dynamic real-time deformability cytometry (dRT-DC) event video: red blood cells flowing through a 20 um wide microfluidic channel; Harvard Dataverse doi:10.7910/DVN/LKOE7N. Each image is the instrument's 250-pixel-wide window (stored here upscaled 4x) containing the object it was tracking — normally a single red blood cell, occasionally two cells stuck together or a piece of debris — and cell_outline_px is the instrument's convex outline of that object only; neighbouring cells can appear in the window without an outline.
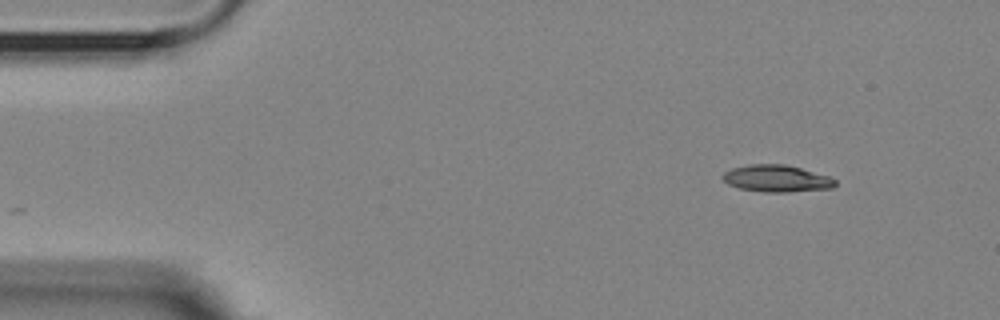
{"species": "Egyptian fruit bat (a non-hibernating species)", "species_latin": "Rousettus aegyptiacus", "temperature_condition": "room temperature", "stored_images_in_passage": 3, "camera_frame_rate_fps": 3000, "um_per_image_px": 0.085, "animal": {"sex": "female"}, "frame": {"image": 1, "passage_image": 1, "time_ms": 0.0, "image_size_px": [1000, 320], "cell_outline_px": [[836, 184], [832, 188], [788, 192], [764, 192], [740, 188], [728, 184], [720, 176], [724, 172], [732, 168], [748, 164], [784, 164], [800, 168], [828, 176], [836, 180]], "centroid_in_image_um": [65.98, 15.17], "position_along_channel_um": 19.0, "area_um2": 17.57}}
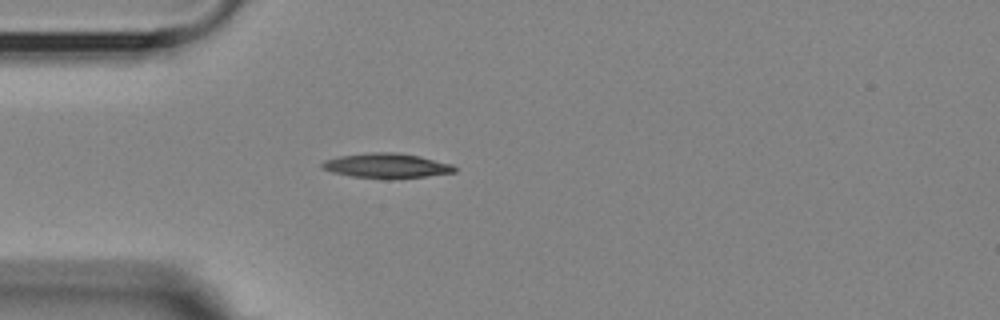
{"frame": {"image": 2, "passage_image": 3, "time_ms": 3.0, "image_size_px": [1000, 320], "cell_outline_px": [[456, 172], [424, 176], [388, 180], [384, 180], [352, 176], [332, 172], [320, 168], [320, 164], [324, 160], [340, 156], [372, 152], [396, 152], [420, 156], [452, 164], [456, 168]], "centroid_in_image_um": [32.83, 14.09], "position_along_channel_um": 52.2, "area_um2": 19.36}}